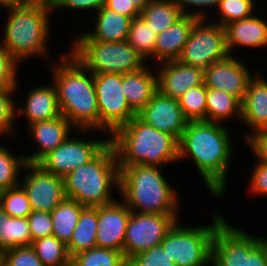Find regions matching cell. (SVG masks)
<instances>
[{
	"instance_id": "cell-1",
	"label": "cell",
	"mask_w": 267,
	"mask_h": 266,
	"mask_svg": "<svg viewBox=\"0 0 267 266\" xmlns=\"http://www.w3.org/2000/svg\"><path fill=\"white\" fill-rule=\"evenodd\" d=\"M227 128L223 123L188 121L179 140V161L192 158L214 197H222L227 192L228 170L233 157V139Z\"/></svg>"
},
{
	"instance_id": "cell-2",
	"label": "cell",
	"mask_w": 267,
	"mask_h": 266,
	"mask_svg": "<svg viewBox=\"0 0 267 266\" xmlns=\"http://www.w3.org/2000/svg\"><path fill=\"white\" fill-rule=\"evenodd\" d=\"M51 65L61 115L83 135L93 130L99 132L94 74L70 52L62 53Z\"/></svg>"
},
{
	"instance_id": "cell-3",
	"label": "cell",
	"mask_w": 267,
	"mask_h": 266,
	"mask_svg": "<svg viewBox=\"0 0 267 266\" xmlns=\"http://www.w3.org/2000/svg\"><path fill=\"white\" fill-rule=\"evenodd\" d=\"M119 168L131 165L165 166L179 162V140L146 124L137 115L109 136Z\"/></svg>"
},
{
	"instance_id": "cell-4",
	"label": "cell",
	"mask_w": 267,
	"mask_h": 266,
	"mask_svg": "<svg viewBox=\"0 0 267 266\" xmlns=\"http://www.w3.org/2000/svg\"><path fill=\"white\" fill-rule=\"evenodd\" d=\"M8 11L4 38L0 41L19 63L24 59L46 57L50 37L51 0H30L22 5L4 7Z\"/></svg>"
},
{
	"instance_id": "cell-5",
	"label": "cell",
	"mask_w": 267,
	"mask_h": 266,
	"mask_svg": "<svg viewBox=\"0 0 267 266\" xmlns=\"http://www.w3.org/2000/svg\"><path fill=\"white\" fill-rule=\"evenodd\" d=\"M160 167L131 165L119 168V193L132 212L178 214L177 190L166 180Z\"/></svg>"
},
{
	"instance_id": "cell-6",
	"label": "cell",
	"mask_w": 267,
	"mask_h": 266,
	"mask_svg": "<svg viewBox=\"0 0 267 266\" xmlns=\"http://www.w3.org/2000/svg\"><path fill=\"white\" fill-rule=\"evenodd\" d=\"M65 195L84 207H99L116 201L113 187L119 190L120 170L113 146L109 143L89 163L79 166L64 178Z\"/></svg>"
},
{
	"instance_id": "cell-7",
	"label": "cell",
	"mask_w": 267,
	"mask_h": 266,
	"mask_svg": "<svg viewBox=\"0 0 267 266\" xmlns=\"http://www.w3.org/2000/svg\"><path fill=\"white\" fill-rule=\"evenodd\" d=\"M212 224L182 226L178 221L161 242L165 253L176 266H205L211 264L213 237L225 220L218 211L212 213Z\"/></svg>"
},
{
	"instance_id": "cell-8",
	"label": "cell",
	"mask_w": 267,
	"mask_h": 266,
	"mask_svg": "<svg viewBox=\"0 0 267 266\" xmlns=\"http://www.w3.org/2000/svg\"><path fill=\"white\" fill-rule=\"evenodd\" d=\"M72 41L69 52L93 74H126L140 70L148 63L126 40L118 42Z\"/></svg>"
},
{
	"instance_id": "cell-9",
	"label": "cell",
	"mask_w": 267,
	"mask_h": 266,
	"mask_svg": "<svg viewBox=\"0 0 267 266\" xmlns=\"http://www.w3.org/2000/svg\"><path fill=\"white\" fill-rule=\"evenodd\" d=\"M211 266H267V239L253 236L224 220L212 243Z\"/></svg>"
},
{
	"instance_id": "cell-10",
	"label": "cell",
	"mask_w": 267,
	"mask_h": 266,
	"mask_svg": "<svg viewBox=\"0 0 267 266\" xmlns=\"http://www.w3.org/2000/svg\"><path fill=\"white\" fill-rule=\"evenodd\" d=\"M210 23H209V22ZM197 20L189 34L178 61L205 70L209 65L229 55L225 28L210 19Z\"/></svg>"
},
{
	"instance_id": "cell-11",
	"label": "cell",
	"mask_w": 267,
	"mask_h": 266,
	"mask_svg": "<svg viewBox=\"0 0 267 266\" xmlns=\"http://www.w3.org/2000/svg\"><path fill=\"white\" fill-rule=\"evenodd\" d=\"M99 109V131L109 136L136 114L131 110L122 88V74H94Z\"/></svg>"
},
{
	"instance_id": "cell-12",
	"label": "cell",
	"mask_w": 267,
	"mask_h": 266,
	"mask_svg": "<svg viewBox=\"0 0 267 266\" xmlns=\"http://www.w3.org/2000/svg\"><path fill=\"white\" fill-rule=\"evenodd\" d=\"M178 214L132 212L125 231L123 254L128 261L134 255L161 244L167 232L179 220Z\"/></svg>"
},
{
	"instance_id": "cell-13",
	"label": "cell",
	"mask_w": 267,
	"mask_h": 266,
	"mask_svg": "<svg viewBox=\"0 0 267 266\" xmlns=\"http://www.w3.org/2000/svg\"><path fill=\"white\" fill-rule=\"evenodd\" d=\"M108 144L109 138L92 141L70 135L62 144L45 155L37 164L46 172L64 178L77 167L89 163Z\"/></svg>"
},
{
	"instance_id": "cell-14",
	"label": "cell",
	"mask_w": 267,
	"mask_h": 266,
	"mask_svg": "<svg viewBox=\"0 0 267 266\" xmlns=\"http://www.w3.org/2000/svg\"><path fill=\"white\" fill-rule=\"evenodd\" d=\"M23 170L20 185L32 211L52 212L66 198L63 177L46 172L38 164L27 163Z\"/></svg>"
},
{
	"instance_id": "cell-15",
	"label": "cell",
	"mask_w": 267,
	"mask_h": 266,
	"mask_svg": "<svg viewBox=\"0 0 267 266\" xmlns=\"http://www.w3.org/2000/svg\"><path fill=\"white\" fill-rule=\"evenodd\" d=\"M233 54L212 63L204 70V84L207 88L225 91L241 102L246 93L249 80L254 76L248 66L237 60Z\"/></svg>"
},
{
	"instance_id": "cell-16",
	"label": "cell",
	"mask_w": 267,
	"mask_h": 266,
	"mask_svg": "<svg viewBox=\"0 0 267 266\" xmlns=\"http://www.w3.org/2000/svg\"><path fill=\"white\" fill-rule=\"evenodd\" d=\"M146 124L167 132L180 140L188 124L179 100L167 97L157 91L147 105L137 114Z\"/></svg>"
},
{
	"instance_id": "cell-17",
	"label": "cell",
	"mask_w": 267,
	"mask_h": 266,
	"mask_svg": "<svg viewBox=\"0 0 267 266\" xmlns=\"http://www.w3.org/2000/svg\"><path fill=\"white\" fill-rule=\"evenodd\" d=\"M131 210L121 200L98 207L97 247L123 253L125 231Z\"/></svg>"
},
{
	"instance_id": "cell-18",
	"label": "cell",
	"mask_w": 267,
	"mask_h": 266,
	"mask_svg": "<svg viewBox=\"0 0 267 266\" xmlns=\"http://www.w3.org/2000/svg\"><path fill=\"white\" fill-rule=\"evenodd\" d=\"M158 91L173 99H179L188 89L204 83V70L185 65L178 60L156 64Z\"/></svg>"
},
{
	"instance_id": "cell-19",
	"label": "cell",
	"mask_w": 267,
	"mask_h": 266,
	"mask_svg": "<svg viewBox=\"0 0 267 266\" xmlns=\"http://www.w3.org/2000/svg\"><path fill=\"white\" fill-rule=\"evenodd\" d=\"M240 123L252 130L243 136L244 141L257 133L267 132V80L257 72L247 84L241 102Z\"/></svg>"
},
{
	"instance_id": "cell-20",
	"label": "cell",
	"mask_w": 267,
	"mask_h": 266,
	"mask_svg": "<svg viewBox=\"0 0 267 266\" xmlns=\"http://www.w3.org/2000/svg\"><path fill=\"white\" fill-rule=\"evenodd\" d=\"M72 128L75 129L63 115L29 125L27 128L30 132L29 136L37 144L36 147L39 150H35L31 154H24L26 162L37 164L45 155L53 151L70 136Z\"/></svg>"
},
{
	"instance_id": "cell-21",
	"label": "cell",
	"mask_w": 267,
	"mask_h": 266,
	"mask_svg": "<svg viewBox=\"0 0 267 266\" xmlns=\"http://www.w3.org/2000/svg\"><path fill=\"white\" fill-rule=\"evenodd\" d=\"M50 84V85H49ZM34 87L26 94L24 106L16 102V116H25L29 126L36 122L51 120L61 115L56 87L49 83ZM19 105V106H18Z\"/></svg>"
},
{
	"instance_id": "cell-22",
	"label": "cell",
	"mask_w": 267,
	"mask_h": 266,
	"mask_svg": "<svg viewBox=\"0 0 267 266\" xmlns=\"http://www.w3.org/2000/svg\"><path fill=\"white\" fill-rule=\"evenodd\" d=\"M252 16L236 20L224 26L226 32V45L229 54L237 46L242 48H267V22L259 16Z\"/></svg>"
},
{
	"instance_id": "cell-23",
	"label": "cell",
	"mask_w": 267,
	"mask_h": 266,
	"mask_svg": "<svg viewBox=\"0 0 267 266\" xmlns=\"http://www.w3.org/2000/svg\"><path fill=\"white\" fill-rule=\"evenodd\" d=\"M146 64L140 70L122 74V88L131 110L137 115L158 91L156 69ZM155 72V73H154Z\"/></svg>"
},
{
	"instance_id": "cell-24",
	"label": "cell",
	"mask_w": 267,
	"mask_h": 266,
	"mask_svg": "<svg viewBox=\"0 0 267 266\" xmlns=\"http://www.w3.org/2000/svg\"><path fill=\"white\" fill-rule=\"evenodd\" d=\"M197 20V18L183 15L168 29L157 34L154 49L155 66L156 63L178 59Z\"/></svg>"
},
{
	"instance_id": "cell-25",
	"label": "cell",
	"mask_w": 267,
	"mask_h": 266,
	"mask_svg": "<svg viewBox=\"0 0 267 266\" xmlns=\"http://www.w3.org/2000/svg\"><path fill=\"white\" fill-rule=\"evenodd\" d=\"M93 30L84 31L73 40H97L102 42L125 41L128 36L131 19L112 11L105 6L96 12Z\"/></svg>"
},
{
	"instance_id": "cell-26",
	"label": "cell",
	"mask_w": 267,
	"mask_h": 266,
	"mask_svg": "<svg viewBox=\"0 0 267 266\" xmlns=\"http://www.w3.org/2000/svg\"><path fill=\"white\" fill-rule=\"evenodd\" d=\"M98 207H84L67 244L69 256L97 247Z\"/></svg>"
},
{
	"instance_id": "cell-27",
	"label": "cell",
	"mask_w": 267,
	"mask_h": 266,
	"mask_svg": "<svg viewBox=\"0 0 267 266\" xmlns=\"http://www.w3.org/2000/svg\"><path fill=\"white\" fill-rule=\"evenodd\" d=\"M233 117L241 120V101L225 91L207 88L206 121L222 123Z\"/></svg>"
},
{
	"instance_id": "cell-28",
	"label": "cell",
	"mask_w": 267,
	"mask_h": 266,
	"mask_svg": "<svg viewBox=\"0 0 267 266\" xmlns=\"http://www.w3.org/2000/svg\"><path fill=\"white\" fill-rule=\"evenodd\" d=\"M27 217H11L0 208V253L13 247L32 245Z\"/></svg>"
},
{
	"instance_id": "cell-29",
	"label": "cell",
	"mask_w": 267,
	"mask_h": 266,
	"mask_svg": "<svg viewBox=\"0 0 267 266\" xmlns=\"http://www.w3.org/2000/svg\"><path fill=\"white\" fill-rule=\"evenodd\" d=\"M140 16L159 34L177 22L183 13L173 0H151L140 12Z\"/></svg>"
},
{
	"instance_id": "cell-30",
	"label": "cell",
	"mask_w": 267,
	"mask_h": 266,
	"mask_svg": "<svg viewBox=\"0 0 267 266\" xmlns=\"http://www.w3.org/2000/svg\"><path fill=\"white\" fill-rule=\"evenodd\" d=\"M82 206L74 199L65 198L52 212L53 236L66 245L70 242L73 231L82 212Z\"/></svg>"
},
{
	"instance_id": "cell-31",
	"label": "cell",
	"mask_w": 267,
	"mask_h": 266,
	"mask_svg": "<svg viewBox=\"0 0 267 266\" xmlns=\"http://www.w3.org/2000/svg\"><path fill=\"white\" fill-rule=\"evenodd\" d=\"M31 247L44 266H71L67 245L53 235L34 240Z\"/></svg>"
},
{
	"instance_id": "cell-32",
	"label": "cell",
	"mask_w": 267,
	"mask_h": 266,
	"mask_svg": "<svg viewBox=\"0 0 267 266\" xmlns=\"http://www.w3.org/2000/svg\"><path fill=\"white\" fill-rule=\"evenodd\" d=\"M157 34L147 25L141 16L131 20L126 41L145 60H154V49Z\"/></svg>"
},
{
	"instance_id": "cell-33",
	"label": "cell",
	"mask_w": 267,
	"mask_h": 266,
	"mask_svg": "<svg viewBox=\"0 0 267 266\" xmlns=\"http://www.w3.org/2000/svg\"><path fill=\"white\" fill-rule=\"evenodd\" d=\"M71 266H127L121 251L95 247L71 257Z\"/></svg>"
},
{
	"instance_id": "cell-34",
	"label": "cell",
	"mask_w": 267,
	"mask_h": 266,
	"mask_svg": "<svg viewBox=\"0 0 267 266\" xmlns=\"http://www.w3.org/2000/svg\"><path fill=\"white\" fill-rule=\"evenodd\" d=\"M26 164L24 155L14 156L12 151L0 145V192L21 183L20 172Z\"/></svg>"
},
{
	"instance_id": "cell-35",
	"label": "cell",
	"mask_w": 267,
	"mask_h": 266,
	"mask_svg": "<svg viewBox=\"0 0 267 266\" xmlns=\"http://www.w3.org/2000/svg\"><path fill=\"white\" fill-rule=\"evenodd\" d=\"M207 87L202 85L188 89L178 100L188 121H206Z\"/></svg>"
},
{
	"instance_id": "cell-36",
	"label": "cell",
	"mask_w": 267,
	"mask_h": 266,
	"mask_svg": "<svg viewBox=\"0 0 267 266\" xmlns=\"http://www.w3.org/2000/svg\"><path fill=\"white\" fill-rule=\"evenodd\" d=\"M0 208L11 217L25 218L32 212L27 194L20 184L0 192Z\"/></svg>"
},
{
	"instance_id": "cell-37",
	"label": "cell",
	"mask_w": 267,
	"mask_h": 266,
	"mask_svg": "<svg viewBox=\"0 0 267 266\" xmlns=\"http://www.w3.org/2000/svg\"><path fill=\"white\" fill-rule=\"evenodd\" d=\"M256 0H220L217 8L219 20L213 21L221 26L236 20L248 18L255 13Z\"/></svg>"
},
{
	"instance_id": "cell-38",
	"label": "cell",
	"mask_w": 267,
	"mask_h": 266,
	"mask_svg": "<svg viewBox=\"0 0 267 266\" xmlns=\"http://www.w3.org/2000/svg\"><path fill=\"white\" fill-rule=\"evenodd\" d=\"M16 88L0 89V136H11L15 132L16 120V101L13 99L18 86Z\"/></svg>"
},
{
	"instance_id": "cell-39",
	"label": "cell",
	"mask_w": 267,
	"mask_h": 266,
	"mask_svg": "<svg viewBox=\"0 0 267 266\" xmlns=\"http://www.w3.org/2000/svg\"><path fill=\"white\" fill-rule=\"evenodd\" d=\"M1 254V266H44L31 246L13 247Z\"/></svg>"
},
{
	"instance_id": "cell-40",
	"label": "cell",
	"mask_w": 267,
	"mask_h": 266,
	"mask_svg": "<svg viewBox=\"0 0 267 266\" xmlns=\"http://www.w3.org/2000/svg\"><path fill=\"white\" fill-rule=\"evenodd\" d=\"M127 266H176L161 245L154 246L131 257Z\"/></svg>"
},
{
	"instance_id": "cell-41",
	"label": "cell",
	"mask_w": 267,
	"mask_h": 266,
	"mask_svg": "<svg viewBox=\"0 0 267 266\" xmlns=\"http://www.w3.org/2000/svg\"><path fill=\"white\" fill-rule=\"evenodd\" d=\"M17 66L18 62L0 42V89L16 88L18 82Z\"/></svg>"
},
{
	"instance_id": "cell-42",
	"label": "cell",
	"mask_w": 267,
	"mask_h": 266,
	"mask_svg": "<svg viewBox=\"0 0 267 266\" xmlns=\"http://www.w3.org/2000/svg\"><path fill=\"white\" fill-rule=\"evenodd\" d=\"M27 219L32 241L53 235L51 212L32 211Z\"/></svg>"
},
{
	"instance_id": "cell-43",
	"label": "cell",
	"mask_w": 267,
	"mask_h": 266,
	"mask_svg": "<svg viewBox=\"0 0 267 266\" xmlns=\"http://www.w3.org/2000/svg\"><path fill=\"white\" fill-rule=\"evenodd\" d=\"M177 7L181 10L183 15H188L194 18L199 19H207L206 10L208 11V7L217 9L220 3V0H173ZM188 6V7H187ZM192 10H191V8ZM195 8L193 9V7ZM212 6V7H211ZM202 9H199L201 8ZM207 7V8H206ZM206 8V9H205ZM191 10V11H190ZM195 10V11H194Z\"/></svg>"
},
{
	"instance_id": "cell-44",
	"label": "cell",
	"mask_w": 267,
	"mask_h": 266,
	"mask_svg": "<svg viewBox=\"0 0 267 266\" xmlns=\"http://www.w3.org/2000/svg\"><path fill=\"white\" fill-rule=\"evenodd\" d=\"M106 0H51L53 10L74 9L83 11H94L95 13L105 6Z\"/></svg>"
},
{
	"instance_id": "cell-45",
	"label": "cell",
	"mask_w": 267,
	"mask_h": 266,
	"mask_svg": "<svg viewBox=\"0 0 267 266\" xmlns=\"http://www.w3.org/2000/svg\"><path fill=\"white\" fill-rule=\"evenodd\" d=\"M250 193L267 196V166L256 163L250 179Z\"/></svg>"
},
{
	"instance_id": "cell-46",
	"label": "cell",
	"mask_w": 267,
	"mask_h": 266,
	"mask_svg": "<svg viewBox=\"0 0 267 266\" xmlns=\"http://www.w3.org/2000/svg\"><path fill=\"white\" fill-rule=\"evenodd\" d=\"M254 153L258 163L267 166V132L257 133L245 141Z\"/></svg>"
},
{
	"instance_id": "cell-47",
	"label": "cell",
	"mask_w": 267,
	"mask_h": 266,
	"mask_svg": "<svg viewBox=\"0 0 267 266\" xmlns=\"http://www.w3.org/2000/svg\"><path fill=\"white\" fill-rule=\"evenodd\" d=\"M105 7L121 15L129 17L131 20L140 16V12L133 4L127 0H106Z\"/></svg>"
},
{
	"instance_id": "cell-48",
	"label": "cell",
	"mask_w": 267,
	"mask_h": 266,
	"mask_svg": "<svg viewBox=\"0 0 267 266\" xmlns=\"http://www.w3.org/2000/svg\"><path fill=\"white\" fill-rule=\"evenodd\" d=\"M30 0H0V7H7V6H15V5H22Z\"/></svg>"
},
{
	"instance_id": "cell-49",
	"label": "cell",
	"mask_w": 267,
	"mask_h": 266,
	"mask_svg": "<svg viewBox=\"0 0 267 266\" xmlns=\"http://www.w3.org/2000/svg\"><path fill=\"white\" fill-rule=\"evenodd\" d=\"M130 4H133L136 9L141 12L144 7L151 1V0H127Z\"/></svg>"
}]
</instances>
